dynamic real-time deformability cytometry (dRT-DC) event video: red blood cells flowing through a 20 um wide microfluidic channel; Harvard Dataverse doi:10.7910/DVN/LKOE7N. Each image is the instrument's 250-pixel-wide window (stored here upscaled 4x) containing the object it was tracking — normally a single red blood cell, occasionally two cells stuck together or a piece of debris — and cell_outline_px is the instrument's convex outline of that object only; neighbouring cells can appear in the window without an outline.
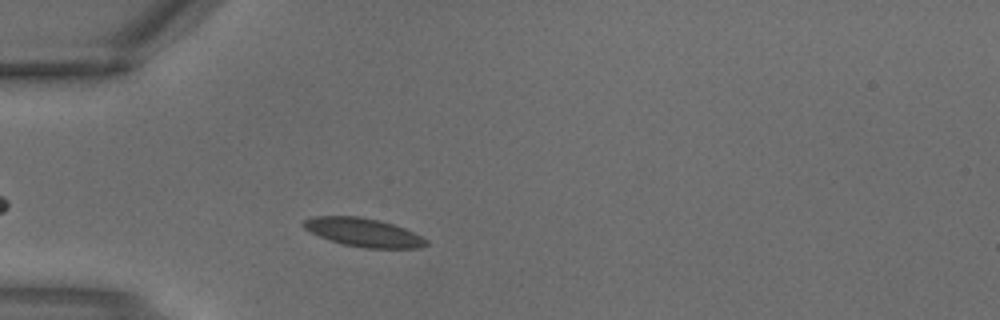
{"species": "common noctule bat (a hibernating species)", "species_latin": "Nyctalus noctula", "temperature_condition": "warm", "stored_images_in_passage": 1, "camera_frame_rate_fps": 3000, "um_per_image_px": 0.085, "animal": {"sex": "male", "body_mass_g": 18.8}, "frame": {"image": 1, "passage_image": 1, "time_ms": 0.0, "image_size_px": [1000, 320], "cell_outline_px": [[428, 244], [420, 248], [364, 248], [344, 244], [320, 236], [304, 228], [300, 224], [304, 220], [312, 216], [360, 216], [380, 220], [404, 228], [428, 240]], "centroid_in_image_um": [30.89, 19.74], "position_along_channel_um": 54.1, "area_um2": 20.23}}